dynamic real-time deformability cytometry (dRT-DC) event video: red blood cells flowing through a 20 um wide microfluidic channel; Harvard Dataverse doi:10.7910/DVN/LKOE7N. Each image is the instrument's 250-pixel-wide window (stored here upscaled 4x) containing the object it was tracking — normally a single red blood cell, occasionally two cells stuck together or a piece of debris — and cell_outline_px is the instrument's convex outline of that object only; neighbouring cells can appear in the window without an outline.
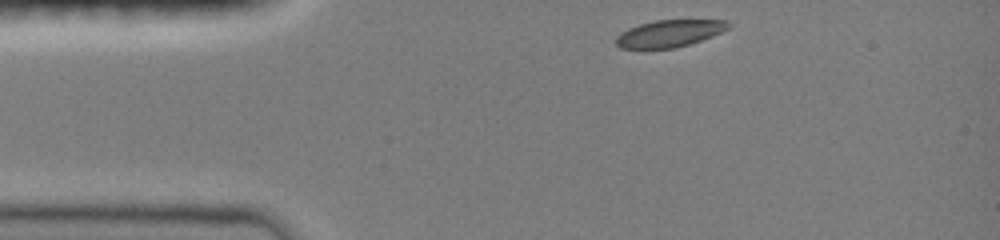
{"species": "common noctule bat (a hibernating species)", "species_latin": "Nyctalus noctula", "temperature_condition": "room temperature", "stored_images_in_passage": 35, "camera_frame_rate_fps": 3000, "um_per_image_px": 0.085, "animal": {"sex": "female", "body_mass_g": 19.0, "forearm_length_mm": 51.5}, "frame": {"image": 1, "passage_image": 1, "time_ms": 0.0, "image_size_px": [1000, 240], "cell_outline_px": [[732, 28], [712, 36], [676, 48], [620, 48], [616, 44], [616, 36], [620, 32], [628, 28], [640, 24], [656, 20], [724, 20], [732, 24]], "centroid_in_image_um": [56.92, 2.83], "position_along_channel_um": 28.1, "area_um2": 17.69}}
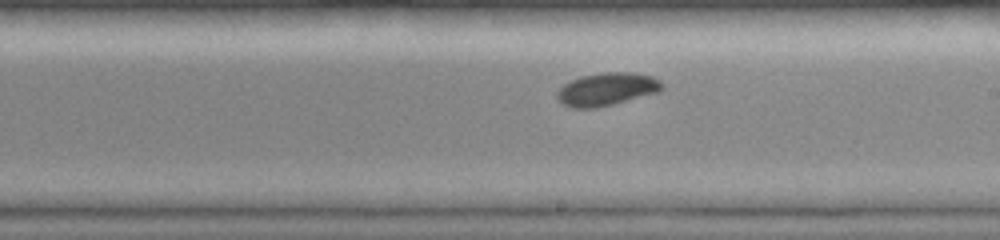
{"frame": {"image": 2, "passage_image": 21, "time_ms": 6.333, "image_size_px": [1000, 240], "cell_outline_px": [[664, 88], [660, 92], [596, 108], [572, 108], [560, 104], [556, 96], [556, 92], [564, 84], [580, 76], [604, 72], [632, 72], [652, 76], [660, 80], [664, 84]], "centroid_in_image_um": [51.58, 7.58], "position_along_channel_um": 237.4, "area_um2": 20.35}}
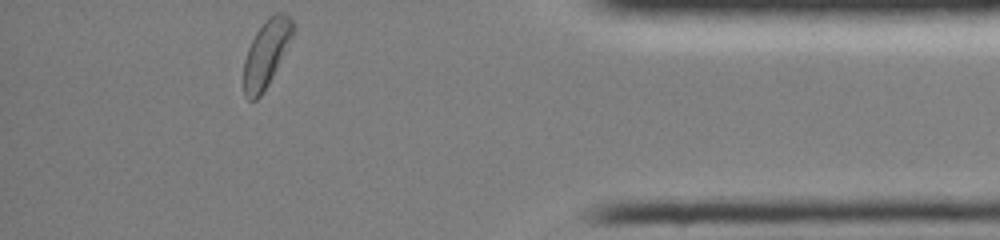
{"frame": {"image": 3, "passage_image": 35, "time_ms": 11.333, "image_size_px": [1000, 240], "cell_outline_px": [[296, 28], [268, 84], [260, 96], [256, 100], [248, 100], [244, 96], [244, 60], [248, 48], [256, 32], [268, 16], [276, 12], [284, 12], [296, 24]], "centroid_in_image_um": [22.63, 4.51], "position_along_channel_um": 412.6, "area_um2": 18.96}, "authors_computed_cell_mechanics": {"area_um2": 19.7098, "velocity_mm_per_s": 4.0033, "shape_relaxation_time_tau1_ms": 4.4719, "shape_relaxation_time_tau2_ms": null, "deformation_change_tau1": 0.152, "deformation_change_tau2": null}}